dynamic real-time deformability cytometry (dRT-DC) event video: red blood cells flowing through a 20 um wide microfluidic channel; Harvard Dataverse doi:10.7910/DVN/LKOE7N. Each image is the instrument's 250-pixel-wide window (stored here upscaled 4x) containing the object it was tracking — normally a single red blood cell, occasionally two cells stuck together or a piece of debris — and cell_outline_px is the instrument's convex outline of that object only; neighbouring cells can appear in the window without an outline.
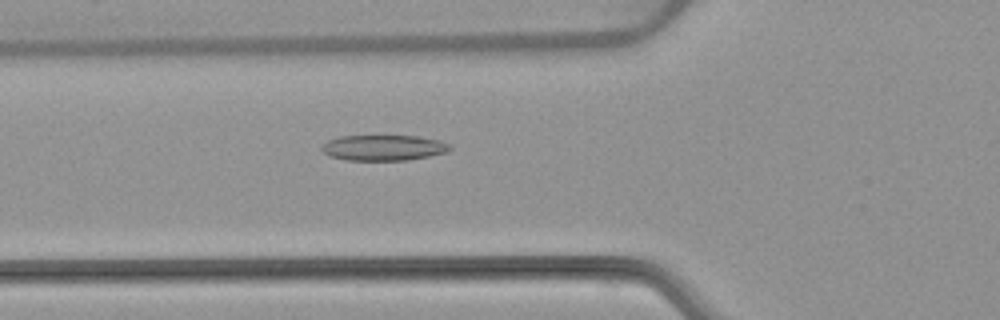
{"species": "common noctule bat (a hibernating species)", "species_latin": "Nyctalus noctula", "temperature_condition": "warm", "stored_images_in_passage": 50, "camera_frame_rate_fps": 3000, "um_per_image_px": 0.085, "animal": {"sex": "female", "body_mass_g": 22.7, "forearm_length_mm": 54.2}, "frame": {"image": 1, "passage_image": 16, "time_ms": 5.0, "image_size_px": [1000, 320], "cell_outline_px": [[452, 148], [448, 152], [408, 160], [348, 160], [328, 156], [320, 148], [328, 140], [340, 136], [420, 136], [440, 140], [448, 144]], "centroid_in_image_um": [32.61, 12.55], "position_along_channel_um": 93.2, "area_um2": 19.13}}
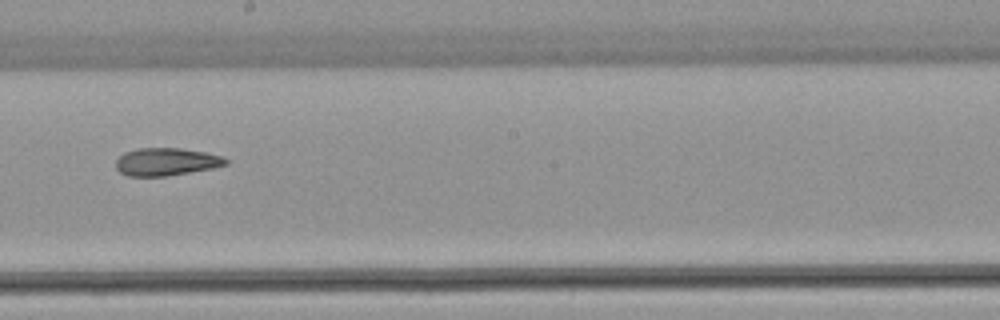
{"frame": {"image": 2, "passage_image": 27, "time_ms": 8.667, "image_size_px": [1000, 320], "cell_outline_px": [[228, 164], [212, 168], [164, 176], [128, 176], [120, 172], [116, 168], [116, 160], [124, 152], [136, 148], [180, 148], [208, 152], [220, 156], [228, 160]], "centroid_in_image_um": [14.11, 13.74], "position_along_channel_um": 234.1, "area_um2": 17.69}}
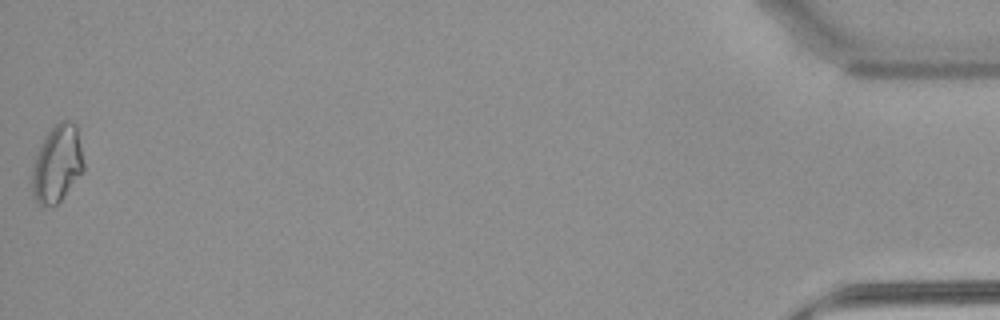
{"frame": {"image": 3, "passage_image": 50, "time_ms": 16.333, "image_size_px": [1000, 320], "cell_outline_px": [[84, 168], [60, 200], [56, 204], [40, 208], [36, 204], [32, 196], [32, 168], [36, 156], [44, 136], [60, 120], [72, 120], [76, 124], [84, 164]], "centroid_in_image_um": [4.82, 13.93], "position_along_channel_um": 430.4, "area_um2": 23.12}, "authors_computed_cell_mechanics": {"area_um2": 19.074, "velocity_mm_per_s": 3.8329, "shape_relaxation_time_tau1_ms": null, "shape_relaxation_time_tau2_ms": 4.4687, "deformation_change_tau1": null, "deformation_change_tau2": 0.1157}}